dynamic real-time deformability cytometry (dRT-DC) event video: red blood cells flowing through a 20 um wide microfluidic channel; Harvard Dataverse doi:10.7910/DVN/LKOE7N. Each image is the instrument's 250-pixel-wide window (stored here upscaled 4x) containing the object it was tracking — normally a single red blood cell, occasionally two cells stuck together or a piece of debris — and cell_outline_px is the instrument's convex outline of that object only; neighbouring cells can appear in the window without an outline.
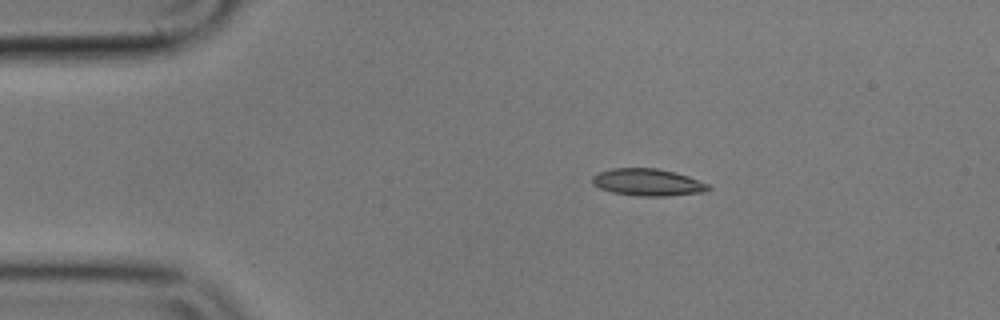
{"species": "common noctule bat (a hibernating species)", "species_latin": "Nyctalus noctula", "temperature_condition": "cold", "stored_images_in_passage": 7, "camera_frame_rate_fps": 3000, "um_per_image_px": 0.085, "animal": {"sex": "male", "body_mass_g": 17.9}, "frame": {"image": 1, "passage_image": 1, "time_ms": 0.0, "image_size_px": [1000, 320], "cell_outline_px": [[712, 188], [708, 192], [668, 196], [636, 196], [612, 192], [600, 188], [592, 184], [592, 176], [600, 172], [612, 168], [656, 168], [676, 172], [688, 176], [708, 184]], "centroid_in_image_um": [55.09, 15.5], "position_along_channel_um": 29.9, "area_um2": 18.5}}